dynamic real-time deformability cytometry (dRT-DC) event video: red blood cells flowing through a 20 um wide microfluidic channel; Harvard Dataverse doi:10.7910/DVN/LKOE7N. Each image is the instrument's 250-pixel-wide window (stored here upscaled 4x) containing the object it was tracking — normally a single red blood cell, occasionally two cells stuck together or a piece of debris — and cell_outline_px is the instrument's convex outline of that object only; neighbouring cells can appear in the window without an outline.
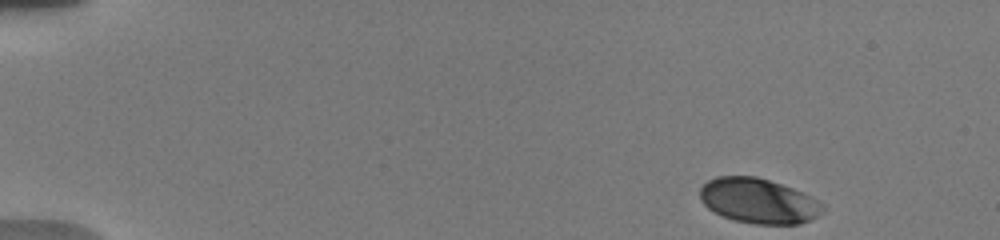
{"species": "human", "species_latin": "Homo sapiens", "temperature_condition": "warm", "stored_images_in_passage": 14, "camera_frame_rate_fps": 3000, "um_per_image_px": 0.085, "donor": {"sex": "male"}, "frame": {"image": 1, "passage_image": 1, "time_ms": 0.0, "image_size_px": [1000, 240], "cell_outline_px": [[824, 204], [820, 212], [816, 216], [800, 224], [756, 224], [732, 220], [708, 208], [700, 200], [700, 188], [708, 180], [716, 176], [756, 176], [792, 188]], "centroid_in_image_um": [64.42, 17.07], "position_along_channel_um": 20.6, "area_um2": 31.79}}
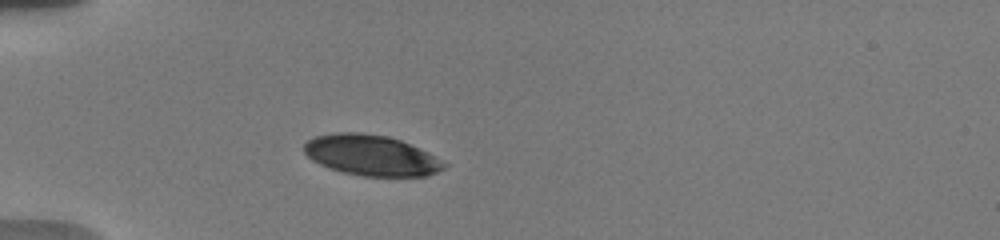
{"frame": {"image": 2, "passage_image": 10, "time_ms": 3.667, "image_size_px": [1000, 240], "cell_outline_px": [[448, 164], [444, 168], [428, 176], [364, 176], [344, 172], [320, 164], [312, 160], [304, 152], [304, 144], [308, 140], [316, 136], [336, 132], [360, 132], [388, 136], [400, 140]], "centroid_in_image_um": [31.52, 13.2], "position_along_channel_um": 53.5, "area_um2": 32.6}}
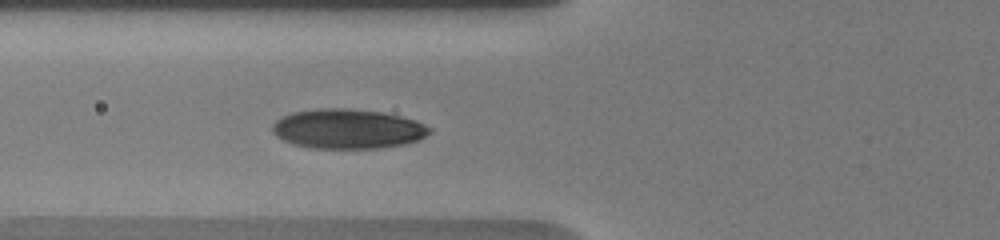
{"frame": {"image": 3, "passage_image": 14, "time_ms": 5.333, "image_size_px": [1000, 240], "cell_outline_px": [[432, 132], [416, 140], [404, 144], [380, 148], [312, 148], [296, 144], [284, 140], [276, 136], [272, 132], [272, 124], [276, 120], [292, 112], [320, 108], [348, 108], [380, 112], [400, 116], [416, 120], [432, 128]], "centroid_in_image_um": [29.56, 10.95], "position_along_channel_um": 96.2, "area_um2": 36.18}}